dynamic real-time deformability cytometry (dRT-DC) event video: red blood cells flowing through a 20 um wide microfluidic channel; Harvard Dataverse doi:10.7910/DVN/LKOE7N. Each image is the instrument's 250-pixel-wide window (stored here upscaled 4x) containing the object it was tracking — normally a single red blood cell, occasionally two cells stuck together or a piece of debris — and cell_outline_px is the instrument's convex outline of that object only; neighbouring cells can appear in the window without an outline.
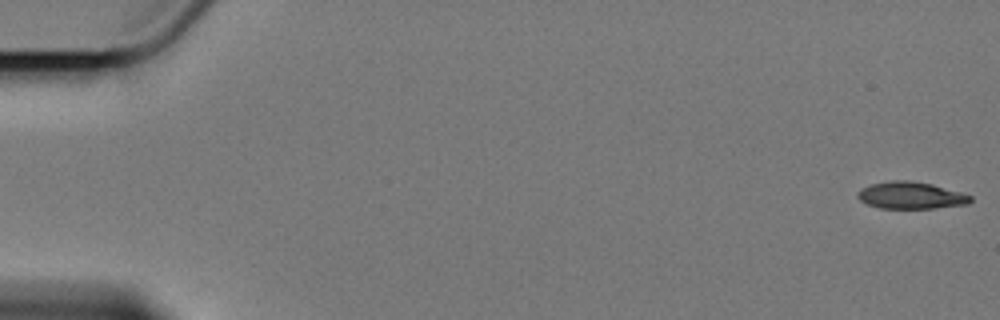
{"species": "Egyptian fruit bat (a non-hibernating species)", "species_latin": "Rousettus aegyptiacus", "temperature_condition": "cold", "stored_images_in_passage": 17, "camera_frame_rate_fps": 3000, "um_per_image_px": 0.085, "animal": {"sex": "female"}, "frame": {"image": 1, "passage_image": 1, "time_ms": 0.0, "image_size_px": [1000, 320], "cell_outline_px": [[972, 200], [968, 204], [936, 208], [880, 208], [868, 204], [860, 200], [856, 196], [856, 192], [860, 188], [872, 184], [892, 180], [908, 180], [932, 184], [960, 192], [972, 196]], "centroid_in_image_um": [77.4, 16.61], "position_along_channel_um": 7.6, "area_um2": 17.74}}